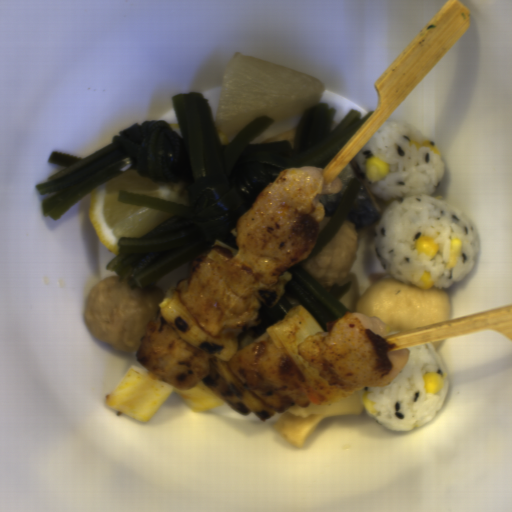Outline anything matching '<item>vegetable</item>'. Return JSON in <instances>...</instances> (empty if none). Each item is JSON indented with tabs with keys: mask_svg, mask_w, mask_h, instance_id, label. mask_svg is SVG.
Instances as JSON below:
<instances>
[{
	"mask_svg": "<svg viewBox=\"0 0 512 512\" xmlns=\"http://www.w3.org/2000/svg\"><path fill=\"white\" fill-rule=\"evenodd\" d=\"M157 308L184 341L207 354L208 370L199 382L176 388L132 364L107 394L105 405L144 423L172 392H177L196 414L229 406L246 416L257 413L264 421L273 415L271 408L242 386L229 365L238 350L236 336L214 337L204 332L184 305L177 288L168 289Z\"/></svg>",
	"mask_w": 512,
	"mask_h": 512,
	"instance_id": "1",
	"label": "vegetable"
},
{
	"mask_svg": "<svg viewBox=\"0 0 512 512\" xmlns=\"http://www.w3.org/2000/svg\"><path fill=\"white\" fill-rule=\"evenodd\" d=\"M202 259L220 271L234 295H251L265 307H273L278 302L292 277L285 272L276 283L266 284L252 273L239 249L227 246L219 239L203 251Z\"/></svg>",
	"mask_w": 512,
	"mask_h": 512,
	"instance_id": "3",
	"label": "vegetable"
},
{
	"mask_svg": "<svg viewBox=\"0 0 512 512\" xmlns=\"http://www.w3.org/2000/svg\"><path fill=\"white\" fill-rule=\"evenodd\" d=\"M265 334L269 335L274 347L283 349L293 363L308 401L332 404L349 397L350 392L333 386L303 359L299 351L302 340L326 333L301 305L293 306L280 321L267 327Z\"/></svg>",
	"mask_w": 512,
	"mask_h": 512,
	"instance_id": "2",
	"label": "vegetable"
}]
</instances>
